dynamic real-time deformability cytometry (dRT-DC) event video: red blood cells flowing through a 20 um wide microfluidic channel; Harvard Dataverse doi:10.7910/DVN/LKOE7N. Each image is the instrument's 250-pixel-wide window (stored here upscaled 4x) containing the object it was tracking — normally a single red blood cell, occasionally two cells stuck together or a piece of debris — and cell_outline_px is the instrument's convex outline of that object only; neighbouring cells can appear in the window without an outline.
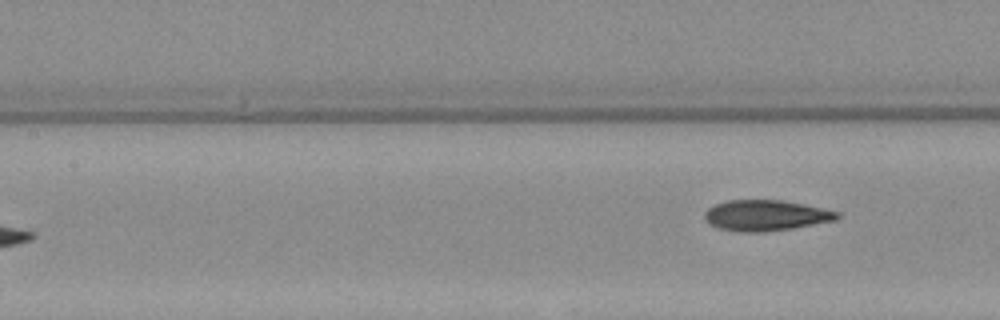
{"species": "Egyptian fruit bat (a non-hibernating species)", "species_latin": "Rousettus aegyptiacus", "temperature_condition": "warm", "stored_images_in_passage": 6, "camera_frame_rate_fps": 3000, "um_per_image_px": 0.085, "animal": {"sex": "female"}, "frame": {"image": 1, "passage_image": 6, "time_ms": 7.0, "image_size_px": [1000, 320], "cell_outline_px": [[840, 216], [836, 220], [792, 228], [760, 232], [740, 232], [720, 228], [712, 224], [704, 216], [704, 212], [708, 208], [716, 204], [728, 200], [780, 200], [804, 204], [840, 212]], "centroid_in_image_um": [65.12, 18.3], "position_along_channel_um": 142.3, "area_um2": 23.47}}